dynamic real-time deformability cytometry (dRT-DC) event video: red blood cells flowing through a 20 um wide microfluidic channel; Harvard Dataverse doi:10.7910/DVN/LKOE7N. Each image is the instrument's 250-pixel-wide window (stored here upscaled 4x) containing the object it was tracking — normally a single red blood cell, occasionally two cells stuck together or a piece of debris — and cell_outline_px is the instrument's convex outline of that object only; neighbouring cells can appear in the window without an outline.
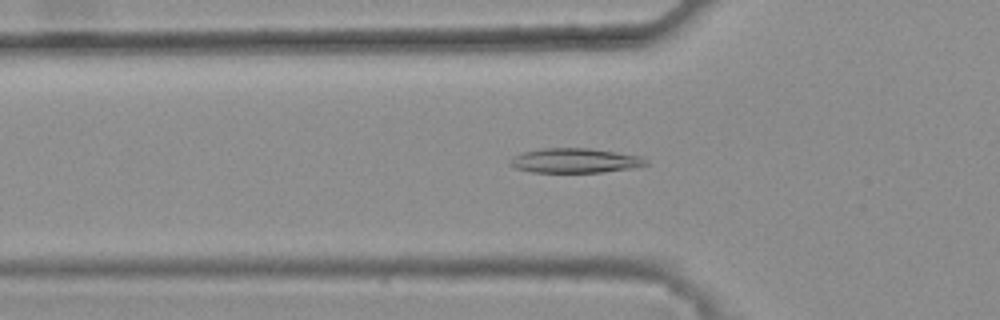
{"species": "common noctule bat (a hibernating species)", "species_latin": "Nyctalus noctula", "temperature_condition": "warm", "stored_images_in_passage": 37, "camera_frame_rate_fps": 3000, "um_per_image_px": 0.085, "animal": {"sex": "female", "body_mass_g": 25.1}, "frame": {"image": 1, "passage_image": 14, "time_ms": 4.333, "image_size_px": [1000, 320], "cell_outline_px": [[648, 164], [632, 168], [604, 172], [532, 172], [512, 168], [508, 164], [508, 160], [520, 152], [540, 148], [588, 148], [616, 152], [640, 156], [648, 160]], "centroid_in_image_um": [48.8, 13.65], "position_along_channel_um": 77.0, "area_um2": 19.71}}
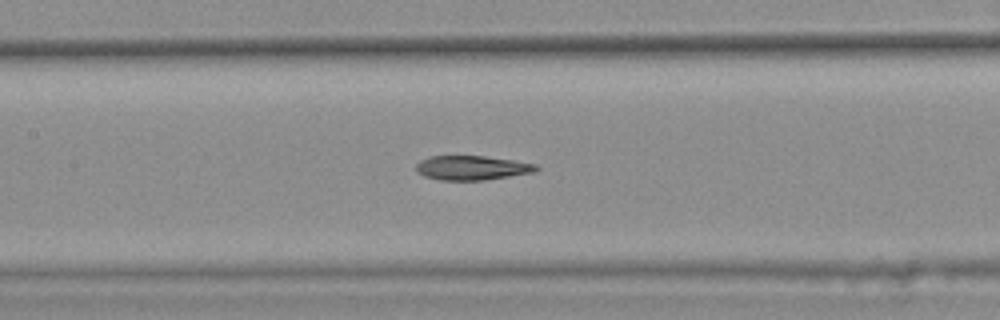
{"frame": {"image": 2, "passage_image": 21, "time_ms": 6.667, "image_size_px": [1000, 320], "cell_outline_px": [[540, 168], [536, 172], [484, 180], [440, 180], [424, 176], [416, 172], [416, 164], [420, 160], [428, 156], [484, 156], [512, 160], [536, 164]], "centroid_in_image_um": [40.1, 14.26], "position_along_channel_um": 167.3, "area_um2": 17.11}}
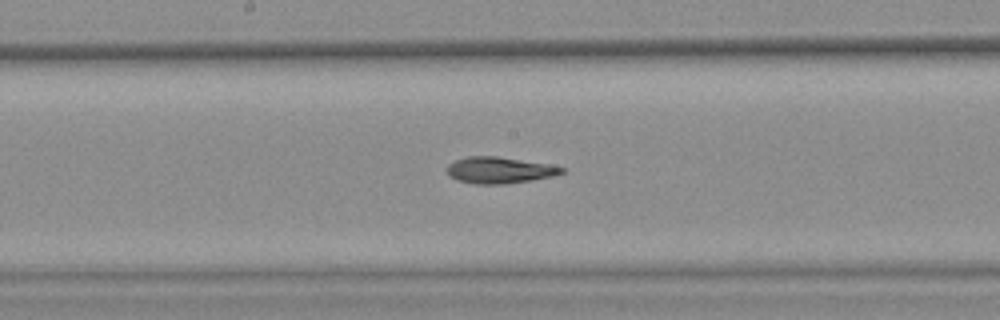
{"frame": {"image": 3, "passage_image": 24, "time_ms": 7.667, "image_size_px": [1000, 320], "cell_outline_px": [[564, 172], [552, 176], [532, 180], [504, 184], [476, 184], [456, 180], [448, 176], [444, 168], [448, 164], [464, 156], [496, 156], [544, 164], [564, 168]], "centroid_in_image_um": [42.33, 14.47], "position_along_channel_um": 205.9, "area_um2": 17.57}, "authors_computed_cell_mechanics": {"area_um2": 18.1492, "velocity_mm_per_s": 3.8523, "shape_relaxation_time_tau1_ms": null, "shape_relaxation_time_tau2_ms": 4.8717, "deformation_change_tau1": null, "deformation_change_tau2": 0.1124}}